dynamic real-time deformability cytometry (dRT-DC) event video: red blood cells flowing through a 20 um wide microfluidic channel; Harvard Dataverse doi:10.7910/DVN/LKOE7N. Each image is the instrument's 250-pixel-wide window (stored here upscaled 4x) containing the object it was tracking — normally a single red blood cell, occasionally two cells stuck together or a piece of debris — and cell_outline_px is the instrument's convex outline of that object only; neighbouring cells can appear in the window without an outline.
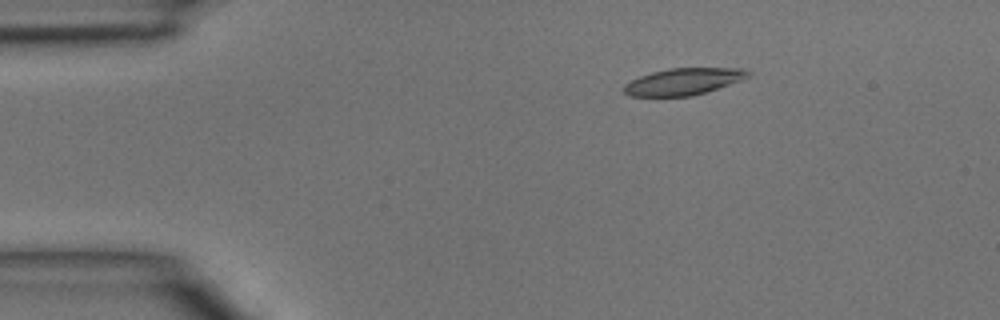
{"species": "common noctule bat (a hibernating species)", "species_latin": "Nyctalus noctula", "temperature_condition": "room temperature", "stored_images_in_passage": 39, "camera_frame_rate_fps": 3000, "um_per_image_px": 0.085, "animal": {"sex": "male", "body_mass_g": 15.6}, "frame": {"image": 1, "passage_image": 1, "time_ms": 0.0, "image_size_px": [1000, 320], "cell_outline_px": [[752, 72], [748, 76], [740, 80], [692, 96], [628, 96], [624, 92], [624, 84], [640, 76], [652, 72], [668, 68], [744, 68]], "centroid_in_image_um": [58.07, 6.92], "position_along_channel_um": 26.9, "area_um2": 19.13}}
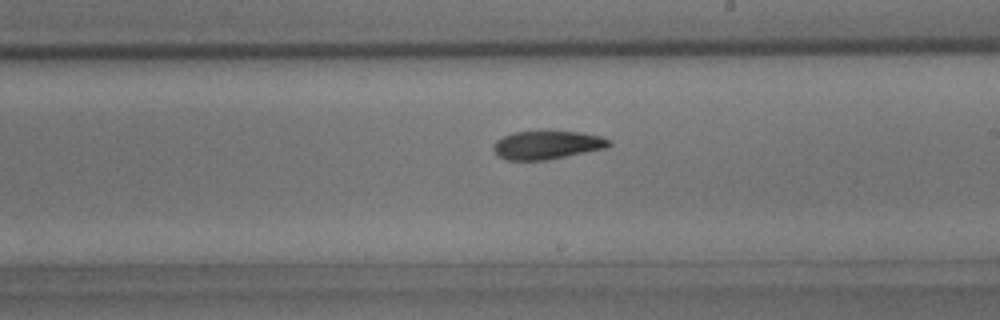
{"frame": {"image": 2, "passage_image": 20, "time_ms": 6.333, "image_size_px": [1000, 320], "cell_outline_px": [[612, 144], [604, 148], [548, 160], [508, 160], [496, 156], [492, 148], [492, 144], [496, 140], [512, 132], [580, 132], [600, 136], [612, 140]], "centroid_in_image_um": [46.46, 12.33], "position_along_channel_um": 242.5, "area_um2": 19.07}}
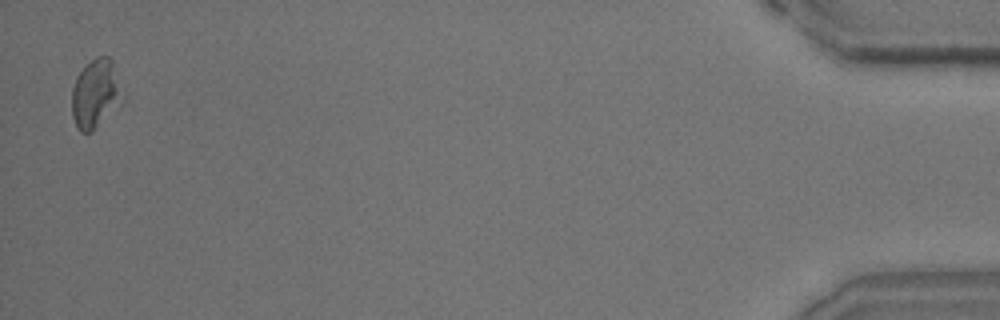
{"frame": {"image": 3, "passage_image": 39, "time_ms": 12.667, "image_size_px": [1000, 320], "cell_outline_px": [[116, 96], [92, 132], [80, 132], [72, 116], [72, 88], [76, 76], [96, 56], [108, 56], [112, 60], [116, 92]], "centroid_in_image_um": [7.91, 7.92], "position_along_channel_um": 427.3, "area_um2": 17.74}}